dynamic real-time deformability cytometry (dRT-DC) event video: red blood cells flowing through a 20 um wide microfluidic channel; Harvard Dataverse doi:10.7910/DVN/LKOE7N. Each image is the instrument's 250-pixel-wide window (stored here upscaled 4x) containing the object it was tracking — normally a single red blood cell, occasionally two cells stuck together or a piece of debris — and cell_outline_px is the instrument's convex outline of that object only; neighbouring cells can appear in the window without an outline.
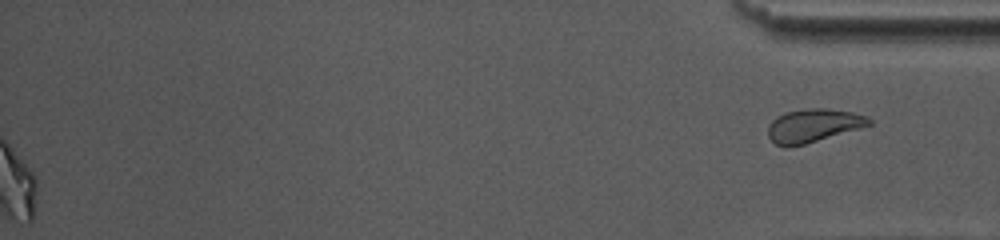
{"species": "common noctule bat (a hibernating species)", "species_latin": "Nyctalus noctula", "temperature_condition": "warm", "stored_images_in_passage": 36, "segment_of_instrument_passage": [2, 2], "camera_frame_rate_fps": 3000, "um_per_image_px": 0.085, "animal": {"sex": "female", "body_mass_g": 10.0, "forearm_length_mm": 53.1}, "frame": {"image": 1, "passage_image": 36, "time_ms": 11.667, "image_size_px": [1000, 240], "cell_outline_px": [[872, 124], [804, 144], [788, 148], [776, 144], [768, 136], [768, 124], [776, 116], [788, 112], [812, 108], [824, 108], [852, 112], [868, 116], [872, 120]], "centroid_in_image_um": [69.11, 10.67], "position_along_channel_um": 366.1, "area_um2": 19.36}}